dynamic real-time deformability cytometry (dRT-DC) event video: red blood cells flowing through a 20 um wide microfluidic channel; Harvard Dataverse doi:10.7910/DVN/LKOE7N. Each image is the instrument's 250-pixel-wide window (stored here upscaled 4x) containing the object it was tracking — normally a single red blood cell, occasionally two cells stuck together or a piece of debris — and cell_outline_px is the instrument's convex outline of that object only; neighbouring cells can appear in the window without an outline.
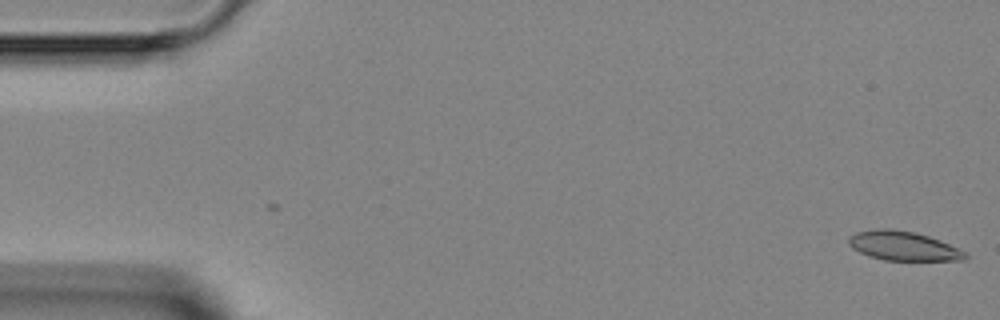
{"species": "Egyptian fruit bat (a non-hibernating species)", "species_latin": "Rousettus aegyptiacus", "temperature_condition": "room temperature", "stored_images_in_passage": 4, "segment_of_instrument_passage": [2, 2], "camera_frame_rate_fps": 3000, "um_per_image_px": 0.085, "animal": {"sex": "female"}, "frame": {"image": 1, "passage_image": 4, "time_ms": 4.333, "image_size_px": [1000, 320], "cell_outline_px": [[968, 256], [964, 260], [884, 260], [868, 256], [852, 248], [848, 244], [848, 240], [856, 232], [876, 228], [892, 228], [912, 232], [928, 236], [940, 240], [964, 252]], "centroid_in_image_um": [76.73, 20.9], "position_along_channel_um": 8.3, "area_um2": 19.65}}